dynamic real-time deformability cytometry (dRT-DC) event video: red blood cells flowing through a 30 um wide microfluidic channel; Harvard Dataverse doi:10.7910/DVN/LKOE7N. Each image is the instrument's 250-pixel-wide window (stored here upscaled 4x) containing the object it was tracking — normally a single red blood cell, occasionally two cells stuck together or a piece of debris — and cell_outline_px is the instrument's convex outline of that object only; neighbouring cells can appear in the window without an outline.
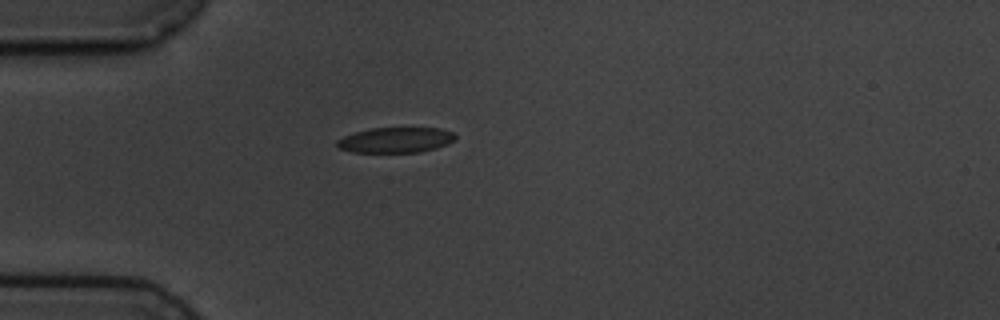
{"species": "common noctule bat (a hibernating species)", "species_latin": "Nyctalus noctula", "temperature_condition": "cold", "stored_images_in_passage": 6, "camera_frame_rate_fps": 3000, "um_per_image_px": 0.085, "animal": {"sex": "male", "body_mass_g": 19.5, "forearm_length_mm": 54.6}, "frame": {"image": 1, "passage_image": 6, "time_ms": 6.667, "image_size_px": [1000, 320], "cell_outline_px": [[456, 136], [448, 144], [436, 148], [420, 152], [352, 152], [340, 148], [336, 144], [336, 140], [344, 136], [356, 132], [372, 128], [440, 128], [452, 132]], "centroid_in_image_um": [33.63, 11.9], "position_along_channel_um": 51.4, "area_um2": 17.34}}